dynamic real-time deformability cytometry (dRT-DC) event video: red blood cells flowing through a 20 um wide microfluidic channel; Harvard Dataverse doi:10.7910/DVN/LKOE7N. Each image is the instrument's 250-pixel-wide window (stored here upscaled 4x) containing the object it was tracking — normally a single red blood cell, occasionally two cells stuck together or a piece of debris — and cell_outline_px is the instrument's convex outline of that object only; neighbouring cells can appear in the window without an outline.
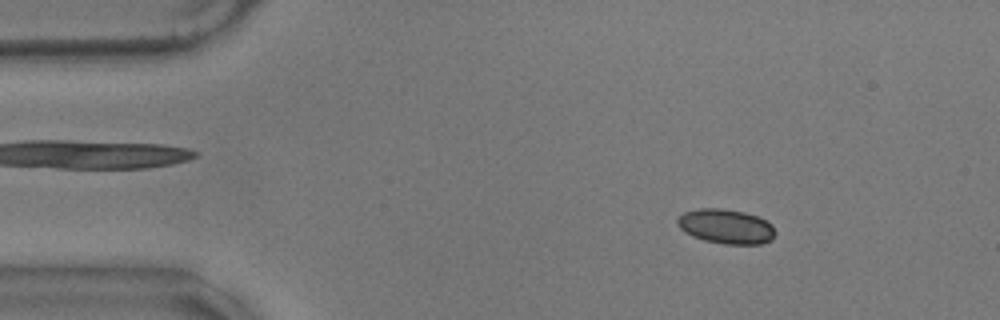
{"species": "common noctule bat (a hibernating species)", "species_latin": "Nyctalus noctula", "temperature_condition": "warm", "stored_images_in_passage": 55, "camera_frame_rate_fps": 3000, "um_per_image_px": 0.085, "animal": {"sex": "male", "body_mass_g": 17.9}, "frame": {"image": 1, "passage_image": 6, "time_ms": 1.667, "image_size_px": [1000, 320], "cell_outline_px": [[776, 232], [772, 240], [760, 244], [724, 244], [704, 240], [692, 236], [684, 232], [676, 224], [676, 220], [684, 212], [700, 208], [720, 208], [744, 212], [756, 216], [772, 224]], "centroid_in_image_um": [61.7, 19.25], "position_along_channel_um": 23.3, "area_um2": 19.77}}
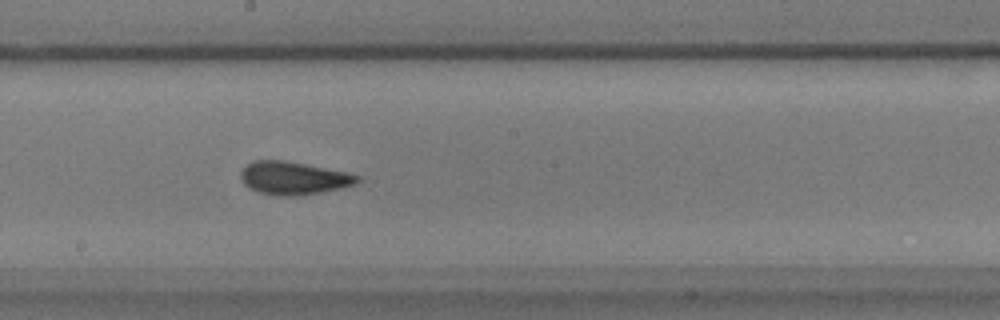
{"frame": {"image": 2, "passage_image": 29, "time_ms": 9.333, "image_size_px": [1000, 320], "cell_outline_px": [[360, 180], [356, 184], [340, 188], [320, 192], [296, 196], [276, 196], [256, 192], [248, 188], [244, 184], [240, 176], [240, 172], [252, 160], [284, 160], [344, 172], [360, 176]], "centroid_in_image_um": [24.9, 15.15], "position_along_channel_um": 223.3, "area_um2": 22.31}}
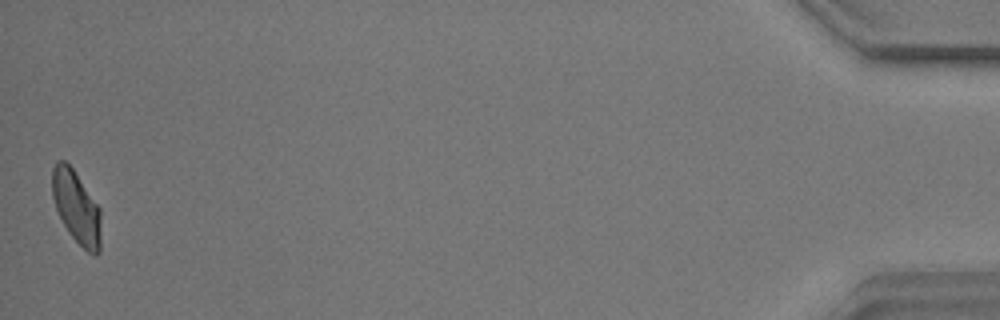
{"frame": {"image": 3, "passage_image": 55, "time_ms": 18.0, "image_size_px": [1000, 320], "cell_outline_px": [[100, 252], [96, 256], [88, 252], [68, 232], [56, 208], [52, 196], [52, 168], [56, 160], [64, 160], [72, 168], [100, 208]], "centroid_in_image_um": [6.49, 17.61], "position_along_channel_um": 428.7, "area_um2": 20.4}, "authors_computed_cell_mechanics": {"area_um2": 21.4438, "velocity_mm_per_s": 3.4831, "shape_relaxation_time_tau1_ms": 3.1623, "shape_relaxation_time_tau2_ms": 2.2087, "deformation_change_tau1": 0.0921, "deformation_change_tau2": 0.0973}}